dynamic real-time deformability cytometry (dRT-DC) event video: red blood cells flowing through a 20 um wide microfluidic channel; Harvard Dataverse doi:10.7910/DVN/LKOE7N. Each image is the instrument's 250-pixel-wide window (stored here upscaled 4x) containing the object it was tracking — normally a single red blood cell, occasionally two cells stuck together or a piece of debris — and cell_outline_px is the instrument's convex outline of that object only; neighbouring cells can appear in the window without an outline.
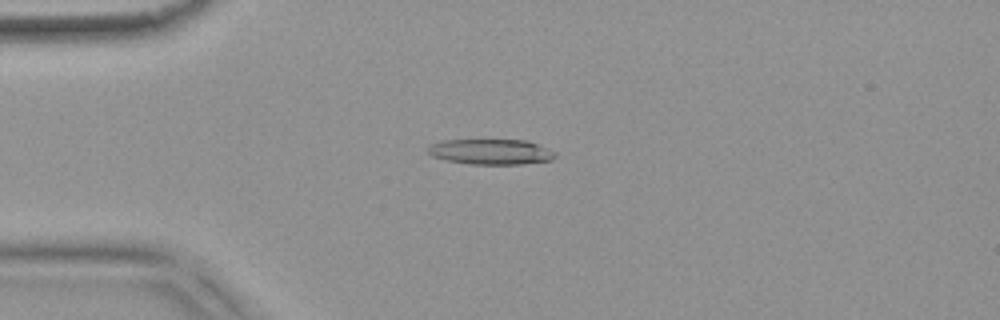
{"species": "common noctule bat (a hibernating species)", "species_latin": "Nyctalus noctula", "temperature_condition": "warm", "stored_images_in_passage": 54, "camera_frame_rate_fps": 3000, "um_per_image_px": 0.085, "animal": {"sex": "female", "body_mass_g": 18.4}, "frame": {"image": 1, "passage_image": 14, "time_ms": 4.333, "image_size_px": [1000, 320], "cell_outline_px": [[556, 156], [552, 160], [524, 164], [468, 164], [444, 160], [432, 156], [428, 152], [428, 148], [432, 144], [440, 140], [528, 140], [556, 152]], "centroid_in_image_um": [41.73, 12.9], "position_along_channel_um": 43.3, "area_um2": 18.96}}
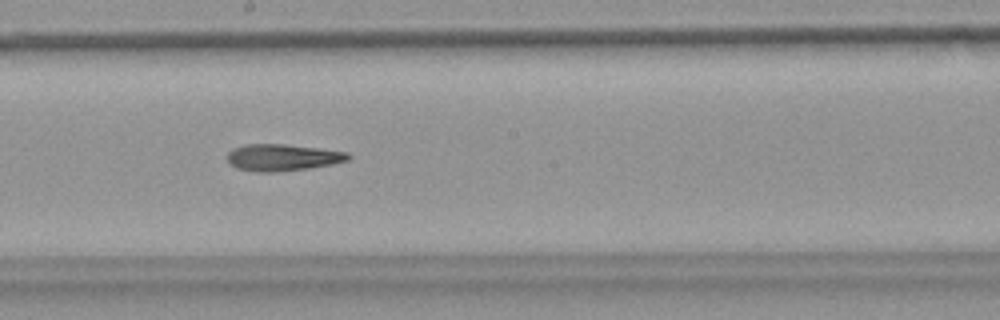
{"frame": {"image": 2, "passage_image": 30, "time_ms": 9.667, "image_size_px": [1000, 320], "cell_outline_px": [[352, 156], [348, 160], [332, 164], [308, 168], [276, 172], [256, 172], [236, 168], [228, 164], [228, 152], [232, 148], [244, 144], [284, 144], [320, 148], [348, 152]], "centroid_in_image_um": [23.99, 13.38], "position_along_channel_um": 224.2, "area_um2": 19.02}}
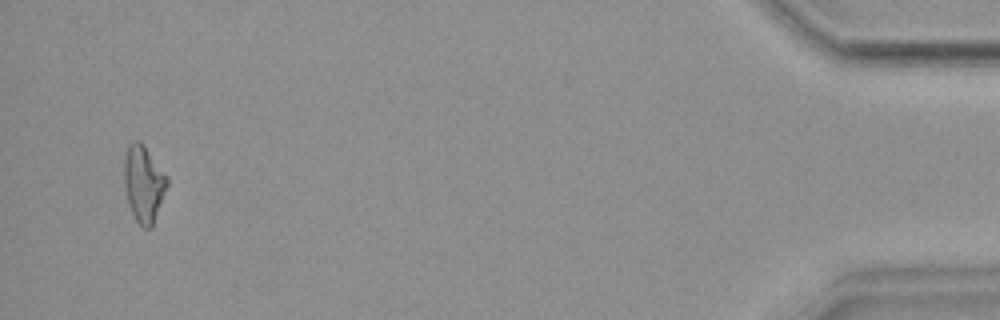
{"frame": {"image": 3, "passage_image": 52, "time_ms": 17.0, "image_size_px": [1000, 320], "cell_outline_px": [[168, 184], [152, 228], [144, 228], [136, 220], [128, 204], [124, 184], [124, 160], [128, 144], [136, 140], [140, 140], [144, 144], [168, 176]], "centroid_in_image_um": [12.22, 15.59], "position_along_channel_um": 423.0, "area_um2": 19.31}}